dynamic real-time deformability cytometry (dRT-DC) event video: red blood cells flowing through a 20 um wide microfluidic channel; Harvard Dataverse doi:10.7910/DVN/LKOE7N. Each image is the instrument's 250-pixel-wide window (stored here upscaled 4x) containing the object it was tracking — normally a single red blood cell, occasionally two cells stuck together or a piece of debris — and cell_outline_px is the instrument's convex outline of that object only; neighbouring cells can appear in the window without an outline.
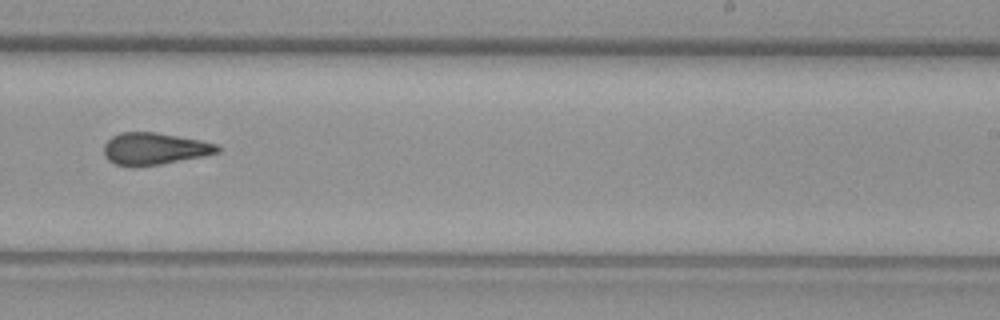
{"species": "common noctule bat (a hibernating species)", "species_latin": "Nyctalus noctula", "temperature_condition": "warm", "stored_images_in_passage": 42, "camera_frame_rate_fps": 3000, "um_per_image_px": 0.085, "animal": {"sex": "female", "body_mass_g": 29.2, "forearm_length_mm": 56.3}, "frame": {"image": 1, "passage_image": 24, "time_ms": 7.667, "image_size_px": [1000, 320], "cell_outline_px": [[220, 152], [204, 156], [160, 164], [136, 168], [132, 168], [116, 164], [108, 160], [104, 156], [104, 144], [112, 136], [120, 132], [156, 132], [200, 140], [216, 144], [220, 148]], "centroid_in_image_um": [13.09, 12.66], "position_along_channel_um": 275.9, "area_um2": 21.39}}
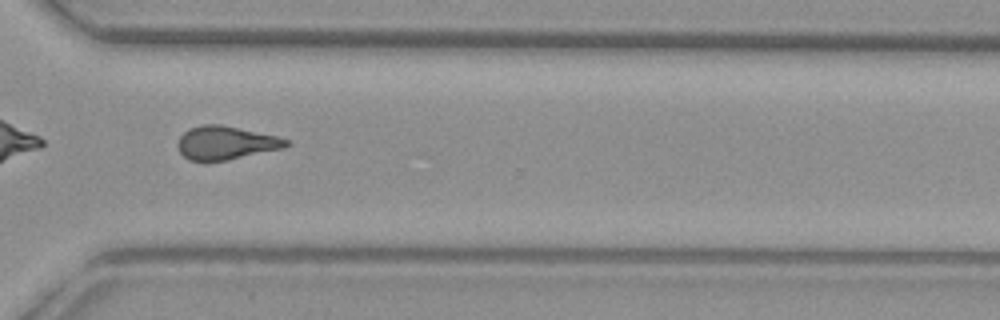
{"frame": {"image": 2, "passage_image": 30, "time_ms": 9.667, "image_size_px": [1000, 320], "cell_outline_px": [[292, 144], [284, 148], [228, 160], [204, 164], [188, 160], [180, 152], [176, 144], [180, 136], [188, 128], [200, 124], [220, 124], [276, 136], [288, 140]], "centroid_in_image_um": [19.14, 12.17], "position_along_channel_um": 351.5, "area_um2": 21.68}}